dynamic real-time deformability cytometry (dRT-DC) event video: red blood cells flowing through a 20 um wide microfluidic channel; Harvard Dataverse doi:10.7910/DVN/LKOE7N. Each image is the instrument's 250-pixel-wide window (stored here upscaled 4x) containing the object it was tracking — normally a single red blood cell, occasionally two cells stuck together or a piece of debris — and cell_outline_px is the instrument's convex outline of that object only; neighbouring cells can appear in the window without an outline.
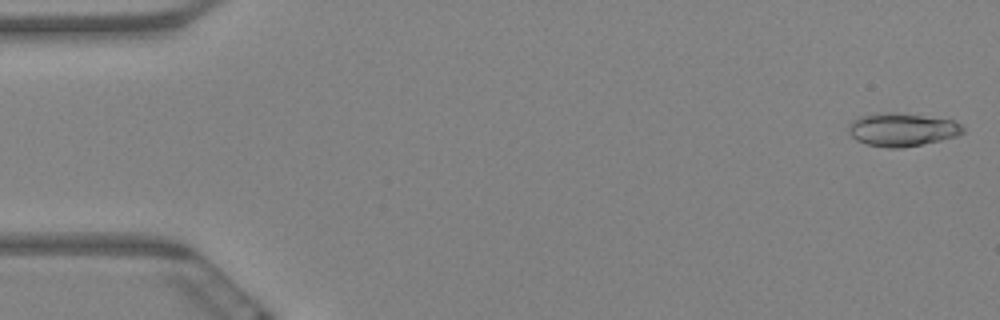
{"species": "Egyptian fruit bat (a non-hibernating species)", "species_latin": "Rousettus aegyptiacus", "temperature_condition": "warm", "stored_images_in_passage": 7, "camera_frame_rate_fps": 3000, "um_per_image_px": 0.085, "animal": {"sex": "female"}, "frame": {"image": 1, "passage_image": 1, "time_ms": 0.0, "image_size_px": [1000, 320], "cell_outline_px": [[964, 132], [956, 136], [940, 140], [900, 148], [888, 148], [868, 144], [856, 140], [848, 132], [848, 124], [852, 120], [860, 116], [876, 112], [896, 112], [952, 120], [960, 124], [964, 128]], "centroid_in_image_um": [76.63, 11.0], "position_along_channel_um": 8.4, "area_um2": 22.08}}
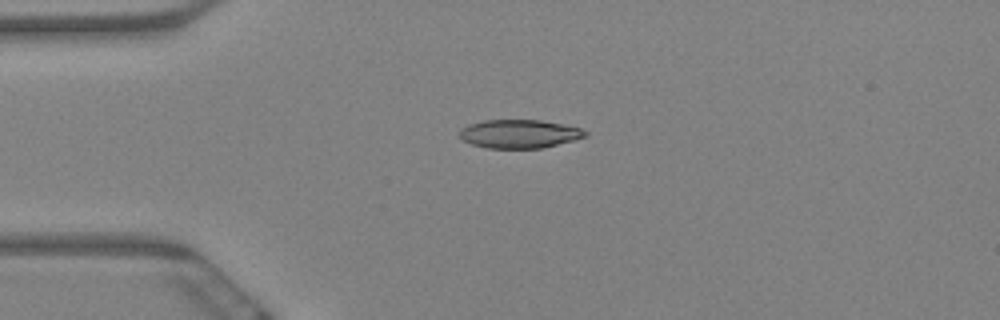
{"frame": {"image": 2, "passage_image": 5, "time_ms": 1.333, "image_size_px": [1000, 320], "cell_outline_px": [[588, 136], [540, 148], [488, 148], [472, 144], [464, 140], [460, 136], [460, 128], [468, 124], [484, 120], [540, 120], [580, 128], [588, 132]], "centroid_in_image_um": [44.12, 11.37], "position_along_channel_um": 40.9, "area_um2": 20.63}}
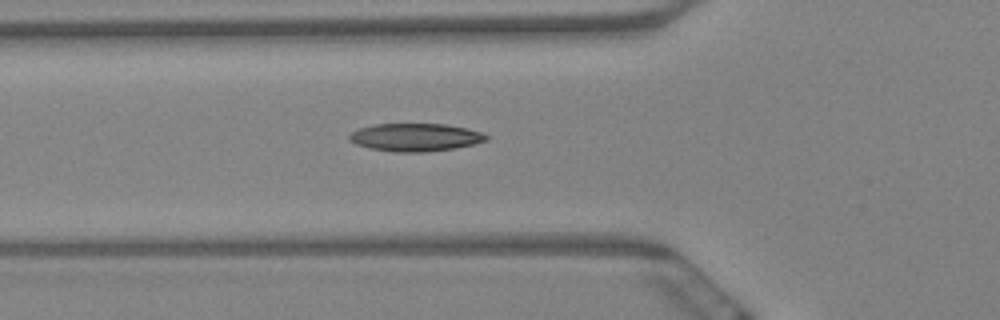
{"frame": {"image": 3, "passage_image": 7, "time_ms": 2.0, "image_size_px": [1000, 320], "cell_outline_px": [[488, 140], [456, 148], [424, 152], [392, 152], [368, 148], [356, 144], [348, 140], [348, 136], [352, 132], [360, 128], [372, 124], [448, 124], [468, 128], [480, 132], [488, 136]], "centroid_in_image_um": [35.28, 11.67], "position_along_channel_um": 90.5, "area_um2": 22.37}}